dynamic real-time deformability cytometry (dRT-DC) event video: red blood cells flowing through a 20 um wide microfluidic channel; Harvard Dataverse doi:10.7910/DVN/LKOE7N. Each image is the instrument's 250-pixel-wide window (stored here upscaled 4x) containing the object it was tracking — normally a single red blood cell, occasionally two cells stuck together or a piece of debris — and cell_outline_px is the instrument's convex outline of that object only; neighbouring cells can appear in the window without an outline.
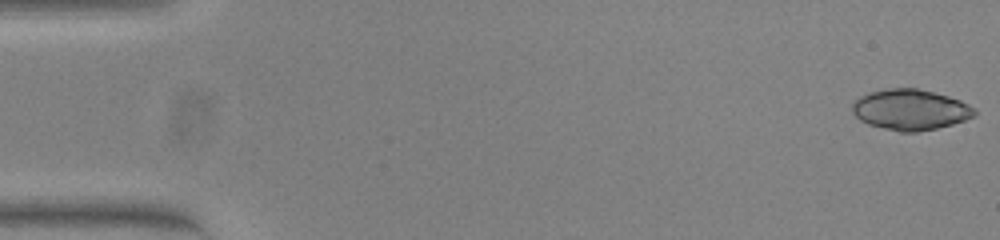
{"species": "common noctule bat (a hibernating species)", "species_latin": "Nyctalus noctula", "temperature_condition": "warm", "stored_images_in_passage": 49, "camera_frame_rate_fps": 3000, "um_per_image_px": 0.085, "animal": {"sex": "female", "body_mass_g": 23.0, "forearm_length_mm": 53.4}, "frame": {"image": 1, "passage_image": 1, "time_ms": 0.0, "image_size_px": [1000, 240], "cell_outline_px": [[976, 116], [952, 124], [936, 128], [916, 132], [900, 132], [868, 124], [860, 120], [852, 112], [852, 104], [860, 96], [872, 92], [888, 88], [916, 88], [948, 96], [960, 100], [976, 108]], "centroid_in_image_um": [77.39, 9.32], "position_along_channel_um": 7.6, "area_um2": 28.84}}